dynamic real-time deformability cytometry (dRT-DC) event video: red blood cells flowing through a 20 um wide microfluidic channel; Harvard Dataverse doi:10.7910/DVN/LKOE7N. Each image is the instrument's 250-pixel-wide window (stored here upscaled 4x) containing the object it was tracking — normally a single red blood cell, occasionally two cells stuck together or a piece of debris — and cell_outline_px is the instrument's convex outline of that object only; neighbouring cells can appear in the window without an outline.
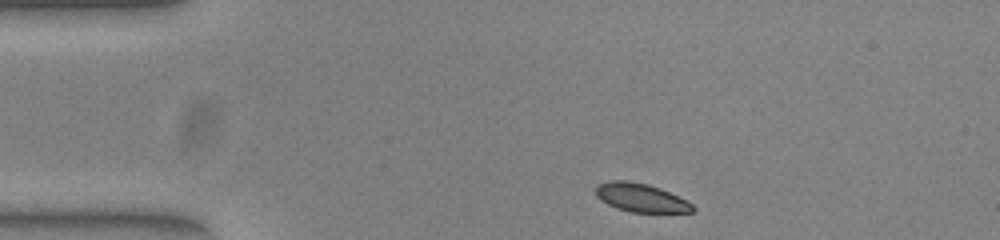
{"species": "common noctule bat (a hibernating species)", "species_latin": "Nyctalus noctula", "temperature_condition": "warm", "stored_images_in_passage": 44, "camera_frame_rate_fps": 3000, "um_per_image_px": 0.085, "animal": {"sex": "female", "body_mass_g": 23.0, "forearm_length_mm": 53.4}, "frame": {"image": 1, "passage_image": 1, "time_ms": 0.0, "image_size_px": [1000, 240], "cell_outline_px": [[696, 208], [692, 212], [628, 212], [616, 208], [600, 200], [596, 196], [596, 184], [608, 180], [628, 180], [648, 184], [660, 188], [692, 204]], "centroid_in_image_um": [54.41, 16.79], "position_along_channel_um": 30.6, "area_um2": 16.13}}
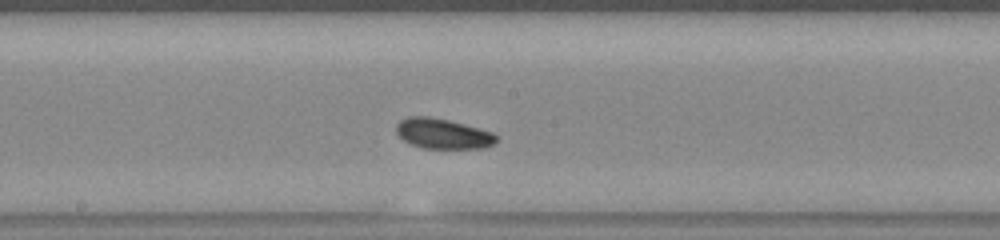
{"frame": {"image": 2, "passage_image": 19, "time_ms": 6.0, "image_size_px": [1000, 240], "cell_outline_px": [[496, 144], [484, 148], [424, 148], [412, 144], [404, 140], [396, 132], [396, 124], [400, 120], [408, 116], [428, 116], [448, 120], [464, 124], [492, 132], [496, 136]], "centroid_in_image_um": [37.64, 11.36], "position_along_channel_um": 210.6, "area_um2": 17.51}}
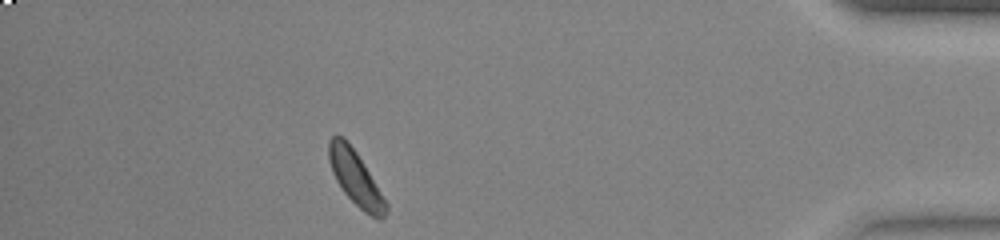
{"frame": {"image": 3, "passage_image": 38, "time_ms": 12.333, "image_size_px": [1000, 240], "cell_outline_px": [[388, 212], [380, 220], [376, 220], [364, 212], [344, 192], [336, 180], [332, 172], [328, 160], [328, 140], [336, 132], [344, 136], [356, 152], [364, 164], [388, 204]], "centroid_in_image_um": [30.2, 15.1], "position_along_channel_um": 405.0, "area_um2": 18.26}, "authors_computed_cell_mechanics": {"area_um2": 17.6579, "velocity_mm_per_s": 3.884, "shape_relaxation_time_tau1_ms": 3.9025, "shape_relaxation_time_tau2_ms": null, "deformation_change_tau1": 0.0788, "deformation_change_tau2": null}}